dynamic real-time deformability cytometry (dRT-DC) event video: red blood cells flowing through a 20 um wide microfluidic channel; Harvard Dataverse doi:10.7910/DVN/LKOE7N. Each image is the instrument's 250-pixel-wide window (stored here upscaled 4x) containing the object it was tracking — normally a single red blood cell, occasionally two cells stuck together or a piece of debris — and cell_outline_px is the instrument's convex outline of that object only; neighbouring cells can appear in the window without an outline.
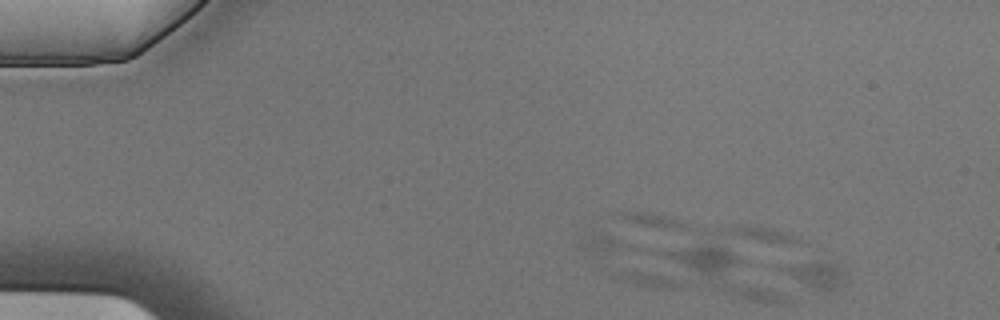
{"species": "Egyptian fruit bat (a non-hibernating species)", "species_latin": "Rousettus aegyptiacus", "temperature_condition": "cold", "stored_images_in_passage": 3, "camera_frame_rate_fps": 3000, "um_per_image_px": 0.085, "animal": {"sex": "male"}, "frame": {"image": 1, "passage_image": 3, "time_ms": 0.667, "image_size_px": [1000, 320], "cell_outline_px": [[848, 280], [840, 288], [812, 288], [772, 268], [772, 264], [804, 260], [832, 260], [844, 272]], "centroid_in_image_um": [69.19, 23.21], "position_along_channel_um": 15.8, "area_um2": 10.81}}